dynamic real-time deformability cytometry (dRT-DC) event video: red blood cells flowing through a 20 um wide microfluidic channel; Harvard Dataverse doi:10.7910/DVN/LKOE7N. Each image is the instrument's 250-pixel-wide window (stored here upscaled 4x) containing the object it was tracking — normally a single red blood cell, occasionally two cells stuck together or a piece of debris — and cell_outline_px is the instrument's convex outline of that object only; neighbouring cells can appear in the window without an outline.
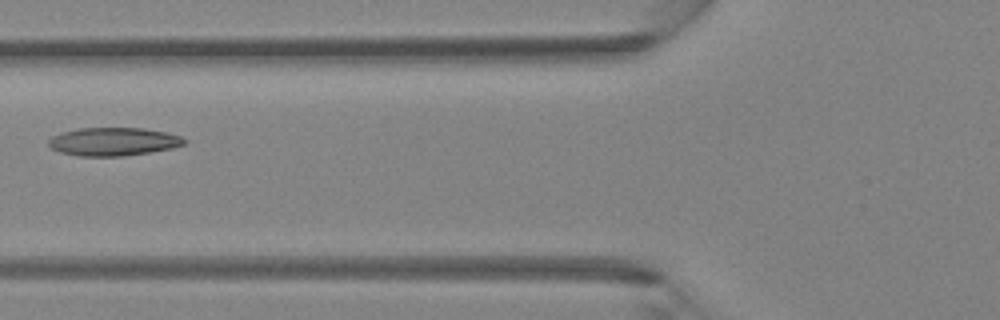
{"species": "Egyptian fruit bat (a non-hibernating species)", "species_latin": "Rousettus aegyptiacus", "temperature_condition": "room temperature", "stored_images_in_passage": 5, "camera_frame_rate_fps": 3000, "um_per_image_px": 0.085, "animal": {"sex": "female"}, "frame": {"image": 1, "passage_image": 5, "time_ms": 1.333, "image_size_px": [1000, 320], "cell_outline_px": [[188, 140], [184, 144], [172, 148], [124, 156], [80, 156], [60, 152], [52, 148], [48, 144], [48, 140], [52, 136], [64, 132], [80, 128], [144, 128], [168, 132], [180, 136]], "centroid_in_image_um": [9.66, 12.03], "position_along_channel_um": 116.1, "area_um2": 22.25}}